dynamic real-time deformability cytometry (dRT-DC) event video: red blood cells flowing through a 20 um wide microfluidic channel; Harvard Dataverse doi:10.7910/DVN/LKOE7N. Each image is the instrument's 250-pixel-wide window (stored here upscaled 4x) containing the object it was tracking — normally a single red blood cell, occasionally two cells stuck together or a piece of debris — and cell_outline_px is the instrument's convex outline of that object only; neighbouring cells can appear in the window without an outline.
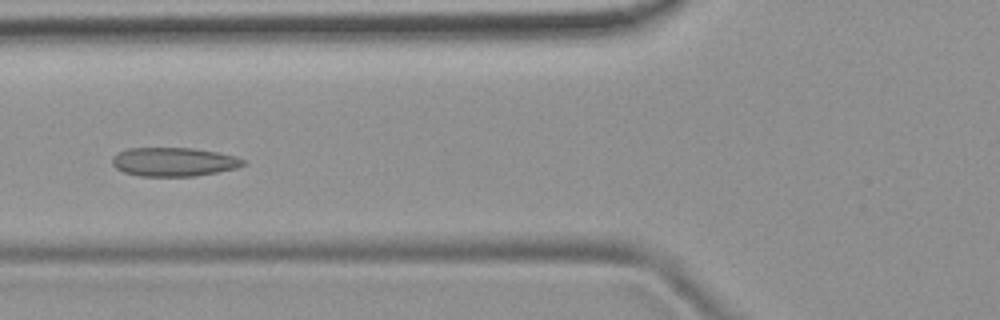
{"species": "common noctule bat (a hibernating species)", "species_latin": "Nyctalus noctula", "temperature_condition": "room temperature", "stored_images_in_passage": 49, "camera_frame_rate_fps": 3000, "um_per_image_px": 0.085, "animal": {"sex": "female", "body_mass_g": 19.9}, "frame": {"image": 1, "passage_image": 17, "time_ms": 5.333, "image_size_px": [1000, 320], "cell_outline_px": [[248, 164], [236, 168], [196, 176], [140, 176], [124, 172], [116, 168], [112, 164], [112, 156], [116, 152], [128, 148], [192, 148], [216, 152], [236, 156], [248, 160]], "centroid_in_image_um": [14.79, 13.75], "position_along_channel_um": 111.0, "area_um2": 22.2}}
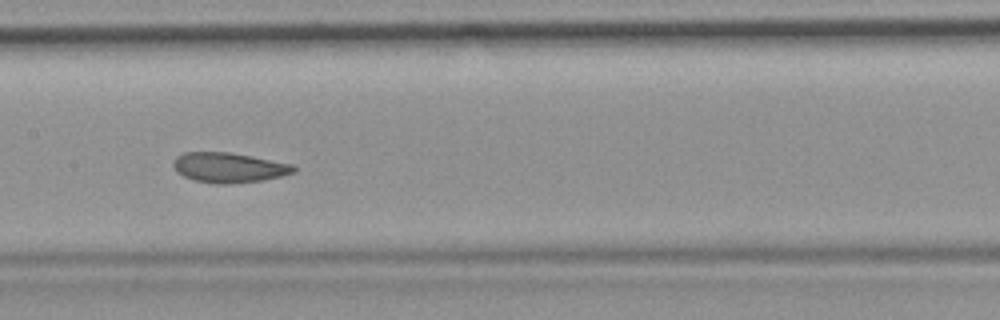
{"frame": {"image": 2, "passage_image": 23, "time_ms": 7.333, "image_size_px": [1000, 320], "cell_outline_px": [[296, 172], [264, 180], [228, 184], [216, 184], [196, 180], [184, 176], [176, 172], [172, 164], [172, 160], [176, 156], [184, 152], [228, 152], [252, 156], [292, 164], [296, 168]], "centroid_in_image_um": [19.43, 14.24], "position_along_channel_um": 188.0, "area_um2": 21.1}}
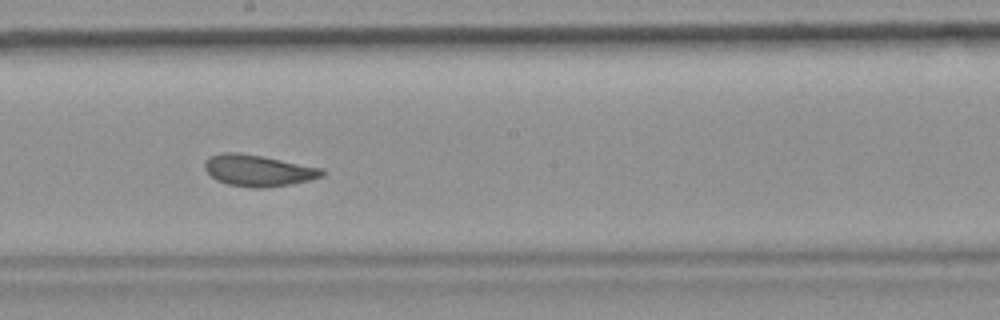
{"frame": {"image": 3, "passage_image": 26, "time_ms": 8.333, "image_size_px": [1000, 320], "cell_outline_px": [[324, 176], [292, 184], [264, 188], [252, 188], [228, 184], [216, 180], [204, 168], [204, 160], [220, 152], [240, 152], [264, 156], [324, 168]], "centroid_in_image_um": [21.96, 14.48], "position_along_channel_um": 226.2, "area_um2": 21.73}, "authors_computed_cell_mechanics": {"area_um2": 21.964, "velocity_mm_per_s": 3.8538, "shape_relaxation_time_tau1_ms": null, "shape_relaxation_time_tau2_ms": 1.7255, "deformation_change_tau1": null, "deformation_change_tau2": 0.0751}}